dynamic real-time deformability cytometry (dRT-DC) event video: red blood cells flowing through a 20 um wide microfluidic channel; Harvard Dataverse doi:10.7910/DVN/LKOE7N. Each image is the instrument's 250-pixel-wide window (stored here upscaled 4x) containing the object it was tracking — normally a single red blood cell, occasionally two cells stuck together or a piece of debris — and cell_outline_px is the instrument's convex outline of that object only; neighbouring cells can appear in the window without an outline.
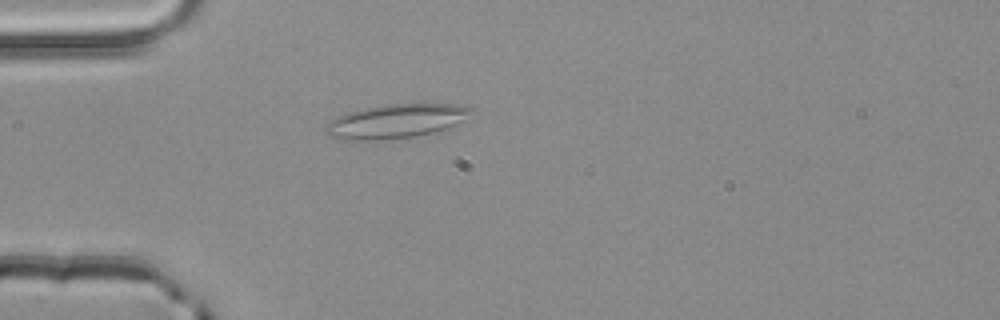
{"species": "common noctule bat (a hibernating species)", "species_latin": "Nyctalus noctula", "temperature_condition": "room temperature", "stored_images_in_passage": 3, "camera_frame_rate_fps": 3000, "um_per_image_px": 0.085, "animal": {"sex": "male", "body_mass_g": 20.4}, "frame": {"image": 1, "passage_image": 3, "time_ms": 0.667, "image_size_px": [1000, 320], "cell_outline_px": [[472, 112], [464, 120], [456, 124], [432, 132], [416, 136], [376, 140], [340, 140], [328, 136], [324, 128], [328, 120], [336, 116], [348, 112], [384, 104], [456, 104], [472, 108]], "centroid_in_image_um": [33.58, 10.3], "position_along_channel_um": 51.4, "area_um2": 28.78}}